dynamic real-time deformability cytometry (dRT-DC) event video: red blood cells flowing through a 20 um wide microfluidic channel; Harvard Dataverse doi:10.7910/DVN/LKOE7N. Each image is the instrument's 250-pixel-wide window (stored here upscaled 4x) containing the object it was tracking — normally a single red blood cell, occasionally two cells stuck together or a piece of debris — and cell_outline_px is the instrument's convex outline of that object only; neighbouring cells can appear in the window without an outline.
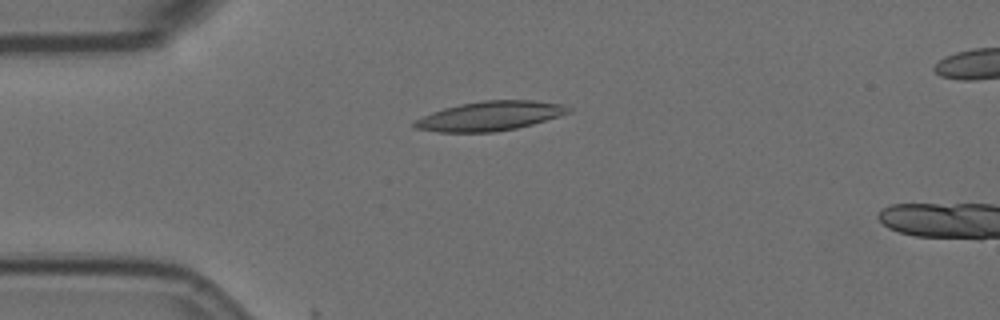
{"species": "Egyptian fruit bat (a non-hibernating species)", "species_latin": "Rousettus aegyptiacus", "temperature_condition": "room temperature", "stored_images_in_passage": 3, "camera_frame_rate_fps": 3000, "um_per_image_px": 0.085, "animal": {"sex": "female"}, "frame": {"image": 1, "passage_image": 3, "time_ms": 0.667, "image_size_px": [1000, 320], "cell_outline_px": [[572, 112], [560, 116], [532, 124], [516, 128], [496, 132], [436, 132], [412, 128], [412, 124], [416, 120], [432, 112], [444, 108], [460, 104], [484, 100], [532, 100], [560, 104], [572, 108]], "centroid_in_image_um": [41.64, 9.86], "position_along_channel_um": 43.4, "area_um2": 26.36}}